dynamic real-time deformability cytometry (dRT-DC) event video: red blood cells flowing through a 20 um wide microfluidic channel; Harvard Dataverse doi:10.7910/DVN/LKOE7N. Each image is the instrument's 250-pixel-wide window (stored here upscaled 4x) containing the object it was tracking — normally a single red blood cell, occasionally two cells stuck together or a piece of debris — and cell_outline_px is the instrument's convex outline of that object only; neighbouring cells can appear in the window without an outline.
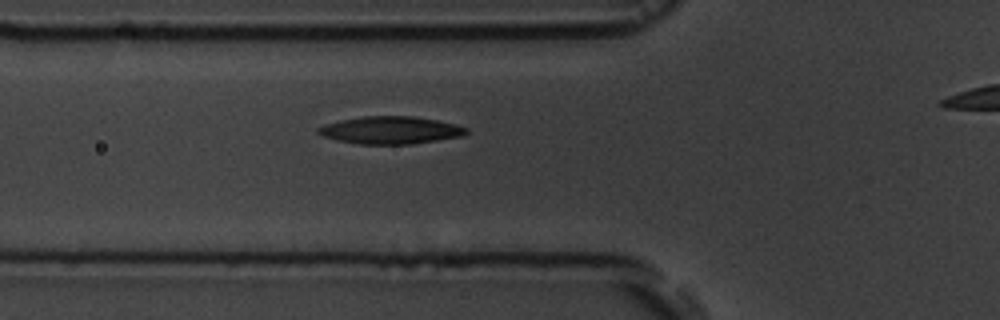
{"species": "common noctule bat (a hibernating species)", "species_latin": "Nyctalus noctula", "temperature_condition": "room temperature", "stored_images_in_passage": 5, "segment_of_instrument_passage": [1, 2], "camera_frame_rate_fps": 3000, "um_per_image_px": 0.085, "animal": {"sex": "male", "body_mass_g": 19.5, "forearm_length_mm": 54.6}, "frame": {"image": 1, "passage_image": 4, "time_ms": 3.333, "image_size_px": [1000, 320], "cell_outline_px": [[468, 132], [464, 136], [412, 144], [360, 144], [336, 140], [324, 136], [316, 132], [316, 128], [340, 120], [364, 116], [412, 116], [436, 120], [456, 124], [468, 128]], "centroid_in_image_um": [33.22, 11.07], "position_along_channel_um": 92.6, "area_um2": 23.7}}